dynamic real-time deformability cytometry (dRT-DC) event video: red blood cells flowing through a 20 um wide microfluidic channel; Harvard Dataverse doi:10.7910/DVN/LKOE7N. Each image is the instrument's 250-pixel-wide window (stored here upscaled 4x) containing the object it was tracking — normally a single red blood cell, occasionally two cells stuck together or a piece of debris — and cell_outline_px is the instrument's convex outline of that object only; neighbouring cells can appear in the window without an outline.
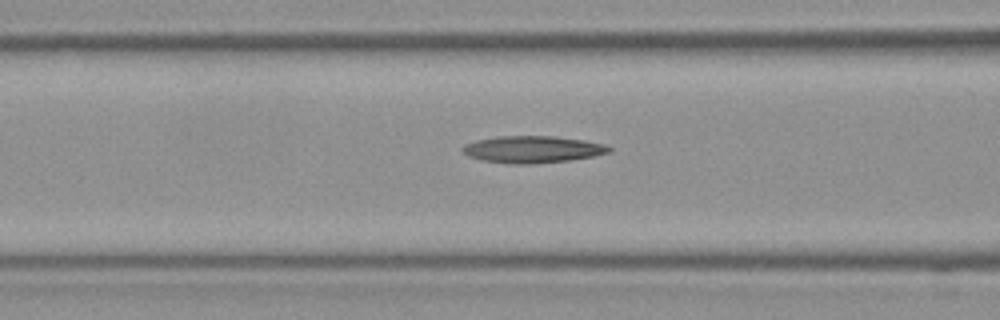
{"species": "Egyptian fruit bat (a non-hibernating species)", "species_latin": "Rousettus aegyptiacus", "temperature_condition": "room temperature", "stored_images_in_passage": 30, "camera_frame_rate_fps": 3000, "um_per_image_px": 0.085, "frame": {"image": 1, "passage_image": 13, "time_ms": 4.0, "image_size_px": [1000, 320], "cell_outline_px": [[612, 152], [592, 156], [568, 160], [532, 164], [508, 164], [480, 160], [468, 156], [460, 152], [460, 148], [464, 144], [476, 140], [496, 136], [556, 136], [584, 140], [604, 144], [612, 148]], "centroid_in_image_um": [45.2, 12.69], "position_along_channel_um": 121.4, "area_um2": 23.29}}
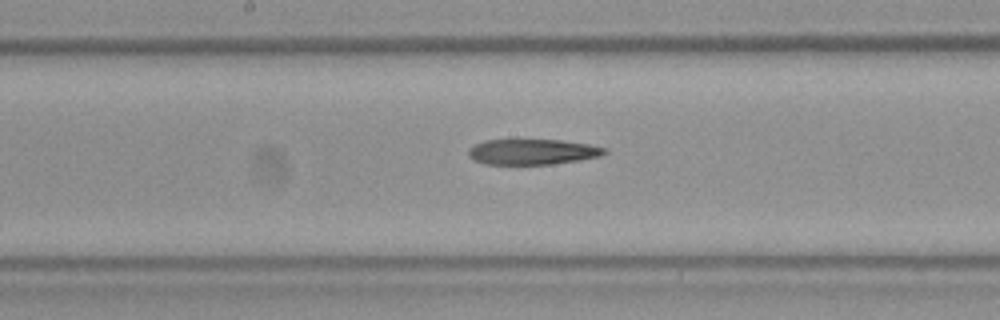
{"frame": {"image": 2, "passage_image": 18, "time_ms": 5.667, "image_size_px": [1000, 320], "cell_outline_px": [[608, 152], [600, 156], [580, 160], [552, 164], [484, 164], [468, 156], [468, 148], [484, 140], [560, 140], [588, 144], [608, 148]], "centroid_in_image_um": [45.28, 12.9], "position_along_channel_um": 202.9, "area_um2": 20.23}}
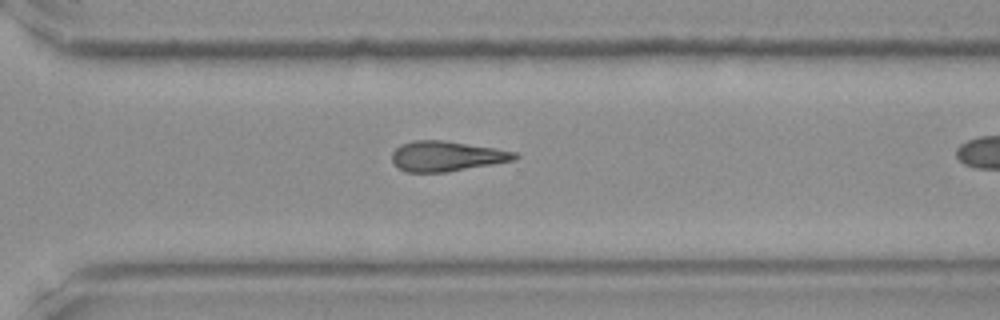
{"frame": {"image": 3, "passage_image": 26, "time_ms": 8.333, "image_size_px": [1000, 320], "cell_outline_px": [[520, 156], [516, 160], [444, 172], [404, 172], [396, 168], [392, 164], [392, 152], [400, 144], [416, 140], [444, 140], [516, 152]], "centroid_in_image_um": [37.9, 13.28], "position_along_channel_um": 332.7, "area_um2": 21.56}}